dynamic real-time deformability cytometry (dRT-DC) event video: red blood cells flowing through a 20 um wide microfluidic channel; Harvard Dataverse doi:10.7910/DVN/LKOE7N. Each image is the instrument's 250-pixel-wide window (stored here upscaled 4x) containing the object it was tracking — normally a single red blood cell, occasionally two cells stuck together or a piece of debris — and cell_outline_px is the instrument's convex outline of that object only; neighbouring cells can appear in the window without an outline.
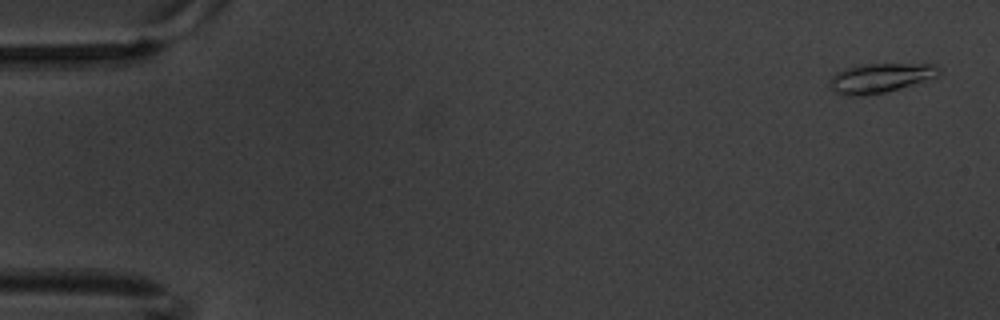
{"species": "common noctule bat (a hibernating species)", "species_latin": "Nyctalus noctula", "temperature_condition": "warm", "stored_images_in_passage": 7, "camera_frame_rate_fps": 3000, "um_per_image_px": 0.085, "animal": {"sex": "male", "body_mass_g": 20.1, "forearm_length_mm": 53.5}, "frame": {"image": 1, "passage_image": 1, "time_ms": 0.0, "image_size_px": [1000, 320], "cell_outline_px": [[940, 76], [884, 92], [864, 96], [848, 96], [836, 92], [828, 88], [828, 80], [836, 72], [844, 68], [856, 64], [936, 64], [940, 68]], "centroid_in_image_um": [74.77, 6.62], "position_along_channel_um": 10.2, "area_um2": 18.96}}
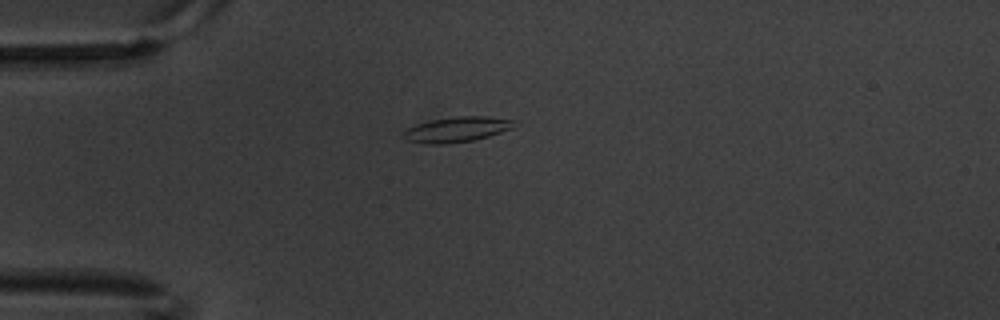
{"frame": {"image": 2, "passage_image": 5, "time_ms": 1.333, "image_size_px": [1000, 320], "cell_outline_px": [[516, 120], [512, 128], [488, 136], [472, 140], [448, 144], [424, 144], [404, 140], [400, 136], [400, 132], [408, 128], [432, 120], [460, 116], [488, 116]], "centroid_in_image_um": [38.77, 11.02], "position_along_channel_um": 46.2, "area_um2": 16.3}}
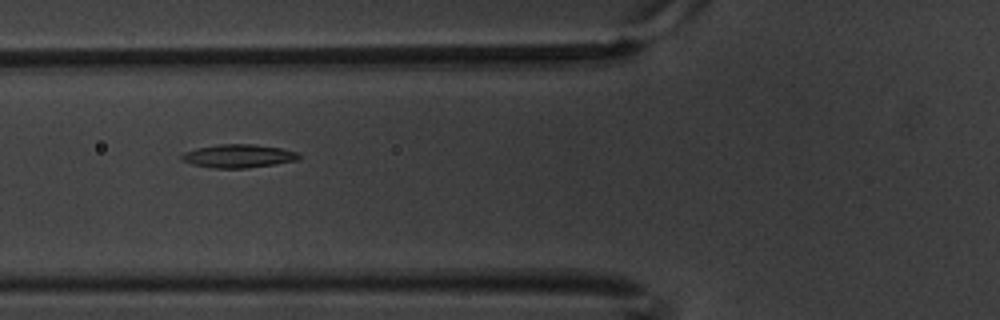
{"frame": {"image": 3, "passage_image": 7, "time_ms": 2.0, "image_size_px": [1000, 320], "cell_outline_px": [[300, 160], [276, 164], [248, 168], [212, 168], [192, 164], [180, 160], [180, 156], [184, 152], [196, 148], [220, 144], [252, 144], [280, 148], [300, 152]], "centroid_in_image_um": [20.28, 13.27], "position_along_channel_um": 105.5, "area_um2": 16.13}}